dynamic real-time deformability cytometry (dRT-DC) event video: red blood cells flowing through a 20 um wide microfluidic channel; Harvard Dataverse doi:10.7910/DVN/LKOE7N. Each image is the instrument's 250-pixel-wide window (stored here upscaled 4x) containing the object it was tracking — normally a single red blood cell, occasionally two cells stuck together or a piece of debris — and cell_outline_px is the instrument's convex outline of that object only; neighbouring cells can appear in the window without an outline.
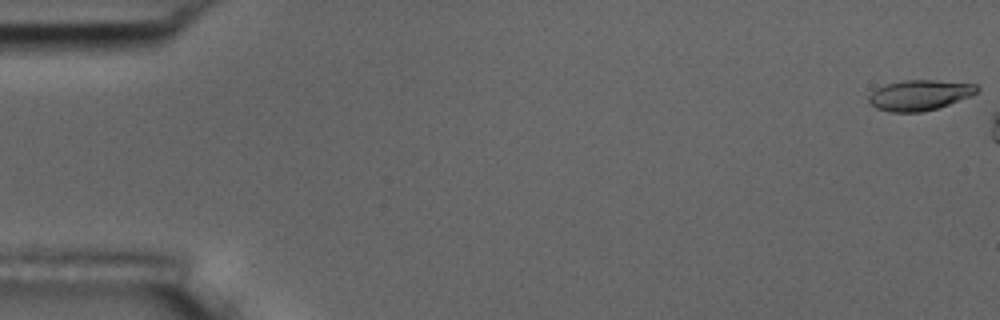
{"species": "common noctule bat (a hibernating species)", "species_latin": "Nyctalus noctula", "temperature_condition": "room temperature", "stored_images_in_passage": 7, "camera_frame_rate_fps": 3000, "um_per_image_px": 0.085, "animal": {"sex": "male", "body_mass_g": 17.5, "forearm_length_mm": 52.3}, "frame": {"image": 1, "passage_image": 1, "time_ms": 0.0, "image_size_px": [1000, 320], "cell_outline_px": [[980, 88], [972, 96], [936, 108], [920, 112], [888, 112], [876, 108], [868, 100], [868, 96], [876, 88], [884, 84], [904, 80], [936, 80], [976, 84]], "centroid_in_image_um": [78.15, 8.08], "position_along_channel_um": 6.8, "area_um2": 19.19}}